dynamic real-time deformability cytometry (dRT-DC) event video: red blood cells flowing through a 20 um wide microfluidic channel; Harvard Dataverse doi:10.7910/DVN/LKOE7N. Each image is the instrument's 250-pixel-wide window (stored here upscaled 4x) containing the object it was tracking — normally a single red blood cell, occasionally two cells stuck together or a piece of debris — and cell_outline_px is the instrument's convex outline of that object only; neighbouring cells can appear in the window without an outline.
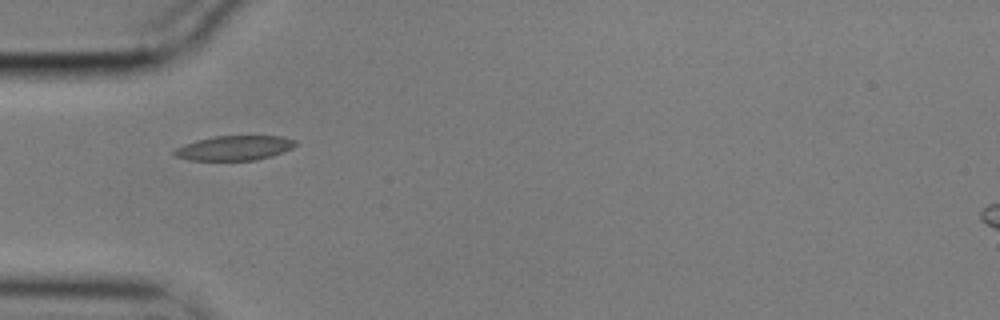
{"species": "common noctule bat (a hibernating species)", "species_latin": "Nyctalus noctula", "temperature_condition": "cold", "stored_images_in_passage": 4, "camera_frame_rate_fps": 3000, "um_per_image_px": 0.085, "animal": {"sex": "male", "body_mass_g": 17.9}, "frame": {"image": 1, "passage_image": 1, "time_ms": 0.0, "image_size_px": [1000, 320], "cell_outline_px": [[296, 144], [292, 148], [272, 156], [256, 160], [188, 160], [176, 156], [172, 152], [176, 148], [184, 144], [196, 140], [216, 136], [280, 136], [296, 140]], "centroid_in_image_um": [19.92, 12.58], "position_along_channel_um": 65.1, "area_um2": 17.34}}